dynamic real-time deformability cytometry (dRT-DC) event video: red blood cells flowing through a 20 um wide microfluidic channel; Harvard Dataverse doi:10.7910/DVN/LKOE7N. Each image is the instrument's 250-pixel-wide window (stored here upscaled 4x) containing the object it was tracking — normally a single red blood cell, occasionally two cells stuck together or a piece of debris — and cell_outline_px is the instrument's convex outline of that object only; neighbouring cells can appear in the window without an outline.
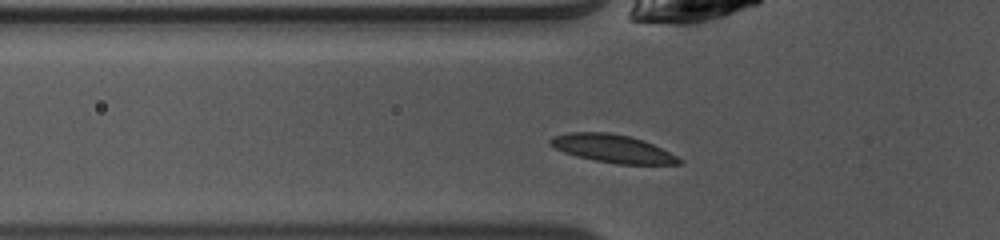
{"species": "common noctule bat (a hibernating species)", "species_latin": "Nyctalus noctula", "temperature_condition": "warm", "stored_images_in_passage": 35, "camera_frame_rate_fps": 3000, "um_per_image_px": 0.085, "animal": {"sex": "female", "body_mass_g": 10.0, "forearm_length_mm": 53.1}, "frame": {"image": 1, "passage_image": 3, "time_ms": 0.667, "image_size_px": [1000, 240], "cell_outline_px": [[684, 160], [680, 164], [616, 164], [576, 156], [564, 152], [548, 144], [548, 140], [552, 136], [568, 132], [608, 132], [628, 136], [644, 140]], "centroid_in_image_um": [52.03, 12.62], "position_along_channel_um": 73.8, "area_um2": 20.92}}
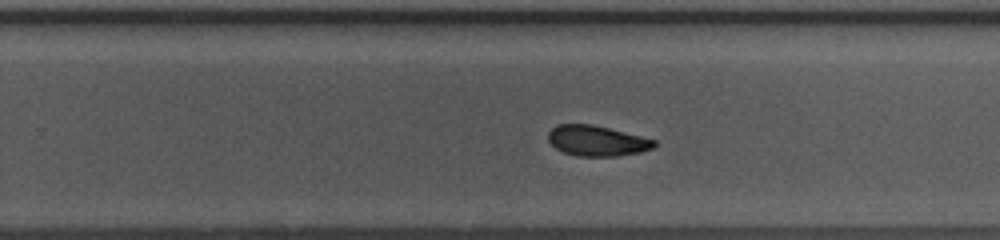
{"frame": {"image": 2, "passage_image": 18, "time_ms": 5.667, "image_size_px": [1000, 240], "cell_outline_px": [[656, 144], [652, 148], [640, 152], [616, 156], [576, 156], [564, 152], [556, 148], [548, 140], [548, 132], [556, 124], [592, 124], [656, 140]], "centroid_in_image_um": [50.71, 11.96], "position_along_channel_um": 279.1, "area_um2": 18.67}}
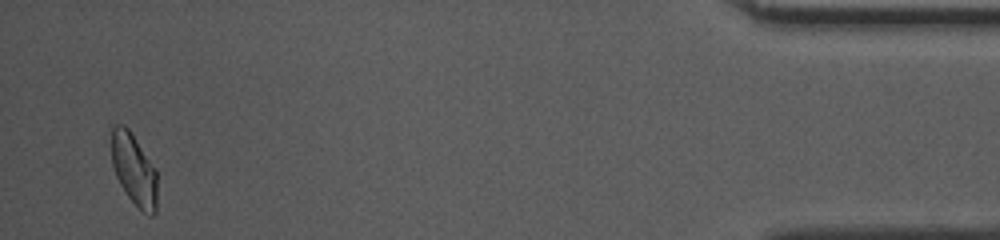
{"frame": {"image": 3, "passage_image": 34, "time_ms": 11.0, "image_size_px": [1000, 240], "cell_outline_px": [[156, 212], [152, 216], [148, 216], [128, 196], [120, 184], [116, 176], [112, 164], [112, 124], [124, 124], [132, 132], [156, 168]], "centroid_in_image_um": [11.39, 14.37], "position_along_channel_um": 423.8, "area_um2": 19.13}, "authors_computed_cell_mechanics": {"area_um2": 19.5364, "velocity_mm_per_s": 4.0873, "shape_relaxation_time_tau1_ms": 2.9073, "shape_relaxation_time_tau2_ms": 1.7407, "deformation_change_tau1": 0.0942, "deformation_change_tau2": 0.0613}}